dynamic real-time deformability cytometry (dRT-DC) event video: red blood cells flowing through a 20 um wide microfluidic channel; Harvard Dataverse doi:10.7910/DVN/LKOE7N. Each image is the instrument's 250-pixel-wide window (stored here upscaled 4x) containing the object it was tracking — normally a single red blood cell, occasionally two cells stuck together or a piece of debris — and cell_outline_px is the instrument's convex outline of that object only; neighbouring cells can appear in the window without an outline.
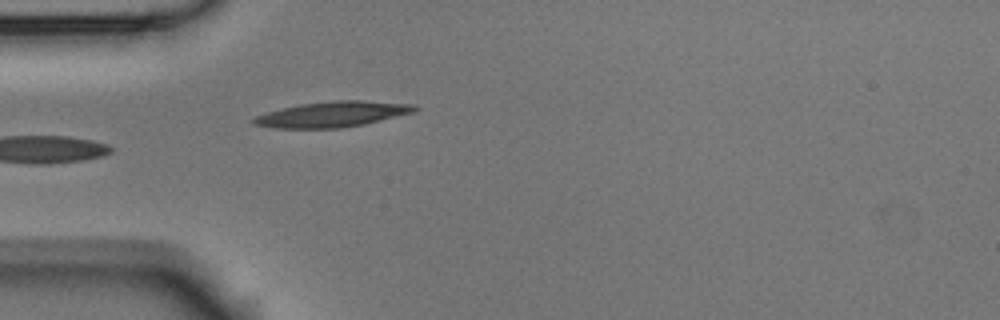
{"species": "Egyptian fruit bat (a non-hibernating species)", "species_latin": "Rousettus aegyptiacus", "temperature_condition": "room temperature", "stored_images_in_passage": 3, "camera_frame_rate_fps": 3000, "um_per_image_px": 0.085, "animal": {"sex": "male"}, "frame": {"image": 1, "passage_image": 3, "time_ms": 0.667, "image_size_px": [1000, 320], "cell_outline_px": [[420, 108], [412, 112], [364, 124], [340, 128], [276, 128], [252, 124], [252, 120], [256, 116], [268, 112], [300, 104], [336, 100], [364, 100], [416, 104]], "centroid_in_image_um": [28.29, 9.7], "position_along_channel_um": 56.7, "area_um2": 23.76}}